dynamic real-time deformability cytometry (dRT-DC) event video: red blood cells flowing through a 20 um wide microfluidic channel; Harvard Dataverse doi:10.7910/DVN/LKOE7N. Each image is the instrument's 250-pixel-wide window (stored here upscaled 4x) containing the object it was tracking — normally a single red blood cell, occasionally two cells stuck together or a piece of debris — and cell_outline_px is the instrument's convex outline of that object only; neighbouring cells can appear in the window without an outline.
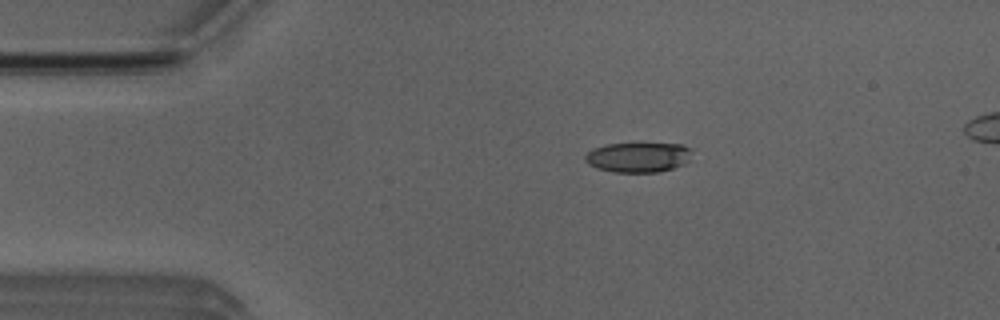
{"species": "Egyptian fruit bat (a non-hibernating species)", "species_latin": "Rousettus aegyptiacus", "temperature_condition": "room temperature", "stored_images_in_passage": 48, "camera_frame_rate_fps": 3000, "um_per_image_px": 0.085, "animal": {"sex": "male"}, "frame": {"image": 1, "passage_image": 6, "time_ms": 1.667, "image_size_px": [1000, 320], "cell_outline_px": [[692, 148], [688, 160], [684, 164], [660, 172], [612, 172], [596, 168], [588, 164], [584, 160], [584, 156], [588, 152], [596, 148], [608, 144], [640, 140], [684, 144]], "centroid_in_image_um": [54.28, 13.3], "position_along_channel_um": 30.7, "area_um2": 19.65}}
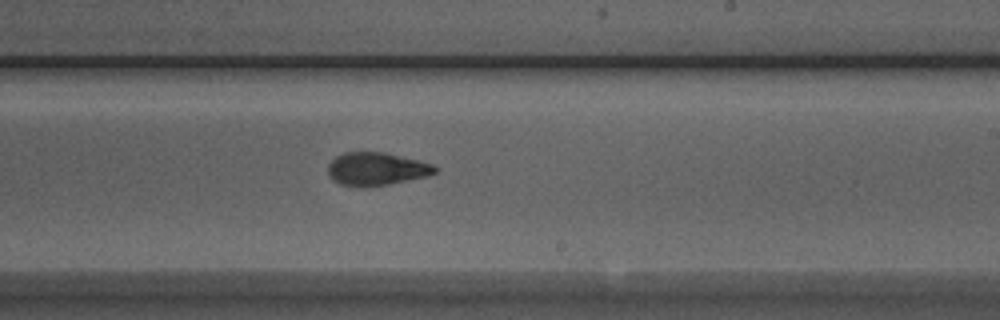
{"frame": {"image": 2, "passage_image": 27, "time_ms": 8.667, "image_size_px": [1000, 320], "cell_outline_px": [[440, 168], [436, 172], [428, 176], [388, 184], [340, 184], [332, 180], [328, 176], [328, 164], [336, 156], [344, 152], [384, 152], [432, 164]], "centroid_in_image_um": [32.01, 14.32], "position_along_channel_um": 257.0, "area_um2": 20.0}}
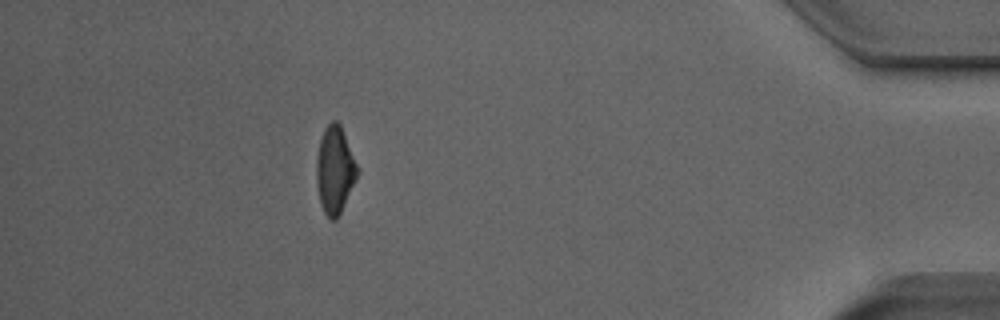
{"frame": {"image": 3, "passage_image": 43, "time_ms": 14.0, "image_size_px": [1000, 320], "cell_outline_px": [[360, 172], [336, 220], [328, 220], [320, 204], [316, 180], [316, 160], [320, 140], [324, 128], [332, 120], [336, 120], [340, 124]], "centroid_in_image_um": [28.45, 14.46], "position_along_channel_um": 406.7, "area_um2": 20.75}, "authors_computed_cell_mechanics": {"area_um2": 20.4612, "velocity_mm_per_s": 3.8796, "shape_relaxation_time_tau1_ms": 5.5715, "shape_relaxation_time_tau2_ms": 2.0922, "deformation_change_tau1": 0.1697, "deformation_change_tau2": 0.0884}}